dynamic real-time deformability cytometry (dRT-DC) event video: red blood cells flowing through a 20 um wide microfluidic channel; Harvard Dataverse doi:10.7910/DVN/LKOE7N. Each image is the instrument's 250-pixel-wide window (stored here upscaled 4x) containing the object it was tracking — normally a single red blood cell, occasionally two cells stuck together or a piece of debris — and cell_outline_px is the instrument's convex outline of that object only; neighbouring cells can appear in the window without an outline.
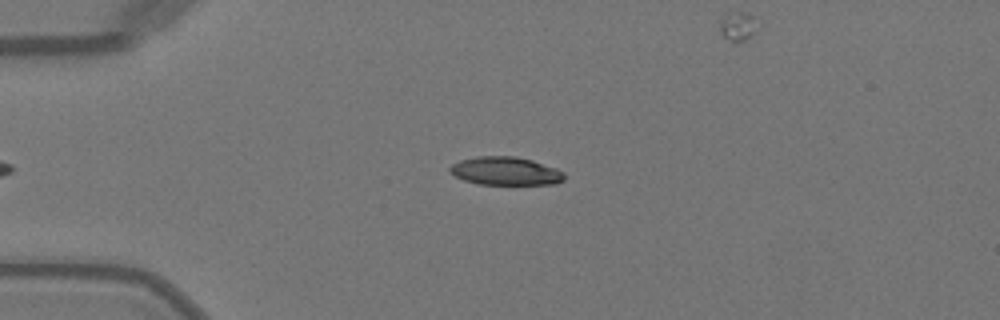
{"species": "Egyptian fruit bat (a non-hibernating species)", "species_latin": "Rousettus aegyptiacus", "temperature_condition": "warm", "stored_images_in_passage": 36, "camera_frame_rate_fps": 3000, "um_per_image_px": 0.085, "animal": {"sex": "female"}, "frame": {"image": 1, "passage_image": 3, "time_ms": 0.667, "image_size_px": [1000, 320], "cell_outline_px": [[564, 180], [556, 184], [480, 184], [464, 180], [448, 172], [448, 168], [452, 164], [460, 160], [476, 156], [516, 156], [532, 160], [556, 168], [564, 172]], "centroid_in_image_um": [42.96, 14.53], "position_along_channel_um": 42.0, "area_um2": 18.9}}
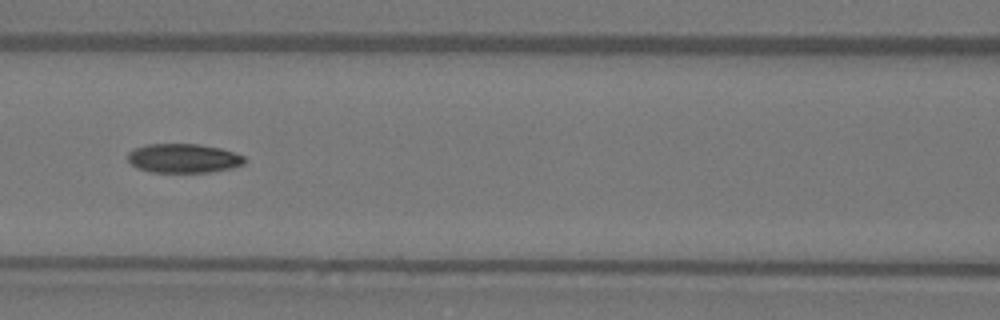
{"frame": {"image": 2, "passage_image": 13, "time_ms": 4.0, "image_size_px": [1000, 320], "cell_outline_px": [[248, 160], [244, 164], [232, 168], [208, 172], [152, 172], [136, 168], [128, 160], [128, 152], [144, 144], [200, 144], [220, 148], [244, 156]], "centroid_in_image_um": [15.6, 13.45], "position_along_channel_um": 151.0, "area_um2": 19.88}}
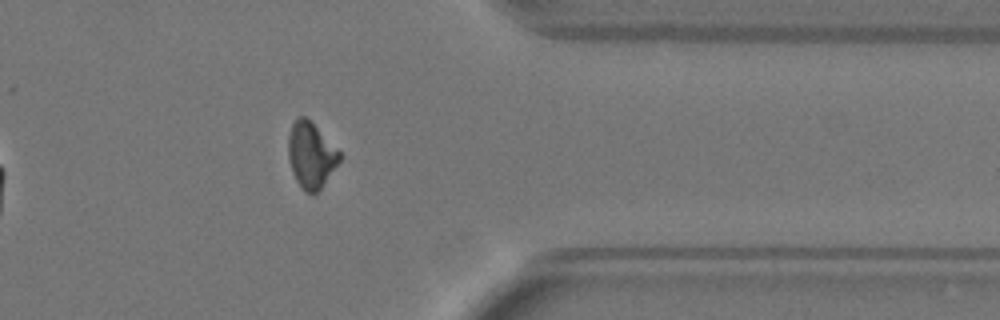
{"frame": {"image": 3, "passage_image": 31, "time_ms": 10.0, "image_size_px": [1000, 320], "cell_outline_px": [[340, 160], [320, 188], [312, 196], [300, 188], [292, 172], [288, 156], [288, 136], [292, 124], [300, 116], [304, 116], [340, 152]], "centroid_in_image_um": [26.39, 13.23], "position_along_channel_um": 385.0, "area_um2": 19.13}}